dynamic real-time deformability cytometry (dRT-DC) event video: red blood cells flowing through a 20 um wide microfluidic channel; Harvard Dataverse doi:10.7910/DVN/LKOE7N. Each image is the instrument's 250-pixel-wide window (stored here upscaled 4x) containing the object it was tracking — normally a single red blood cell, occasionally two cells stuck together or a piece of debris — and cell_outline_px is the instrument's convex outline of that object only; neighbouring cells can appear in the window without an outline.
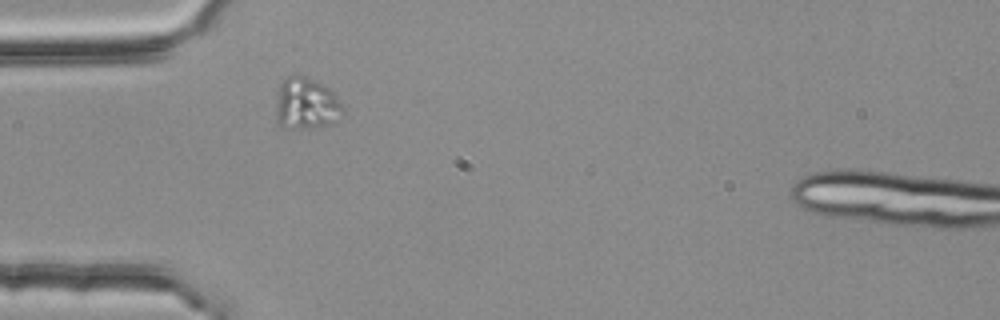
{"species": "common noctule bat (a hibernating species)", "species_latin": "Nyctalus noctula", "temperature_condition": "room temperature", "stored_images_in_passage": 2, "camera_frame_rate_fps": 3000, "um_per_image_px": 0.085, "animal": {"sex": "female", "body_mass_g": 25.1}, "frame": {"image": 1, "passage_image": 1, "time_ms": 0.0, "image_size_px": [1000, 320], "cell_outline_px": [[344, 112], [332, 124], [308, 128], [280, 128], [276, 120], [276, 108], [280, 84], [292, 72], [316, 80], [324, 84], [340, 100], [344, 108]], "centroid_in_image_um": [26.03, 8.81], "position_along_channel_um": 59.0, "area_um2": 20.46}}